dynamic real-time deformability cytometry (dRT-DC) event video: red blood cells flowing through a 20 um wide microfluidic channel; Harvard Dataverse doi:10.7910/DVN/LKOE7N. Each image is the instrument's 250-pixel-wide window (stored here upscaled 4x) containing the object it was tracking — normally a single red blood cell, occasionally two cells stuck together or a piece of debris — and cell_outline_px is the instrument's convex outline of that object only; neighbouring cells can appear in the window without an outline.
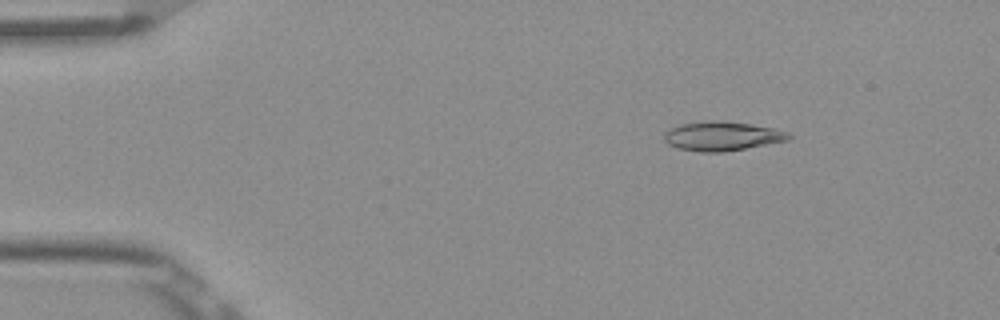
{"species": "Egyptian fruit bat (a non-hibernating species)", "species_latin": "Rousettus aegyptiacus", "temperature_condition": "room temperature", "stored_images_in_passage": 52, "camera_frame_rate_fps": 3000, "um_per_image_px": 0.085, "frame": {"image": 1, "passage_image": 8, "time_ms": 2.333, "image_size_px": [1000, 320], "cell_outline_px": [[792, 136], [788, 140], [724, 152], [700, 152], [676, 148], [668, 144], [664, 140], [664, 132], [680, 124], [708, 120], [712, 120], [752, 124], [772, 128], [788, 132]], "centroid_in_image_um": [61.34, 11.57], "position_along_channel_um": 23.7, "area_um2": 21.1}}
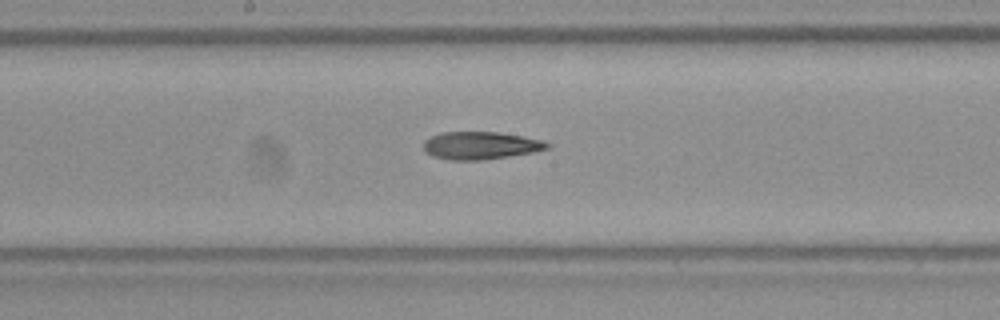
{"frame": {"image": 2, "passage_image": 28, "time_ms": 9.0, "image_size_px": [1000, 320], "cell_outline_px": [[552, 148], [532, 152], [508, 156], [480, 160], [448, 160], [432, 156], [424, 152], [424, 140], [440, 132], [500, 132], [524, 136], [544, 140], [552, 144]], "centroid_in_image_um": [40.88, 12.36], "position_along_channel_um": 207.3, "area_um2": 20.17}}
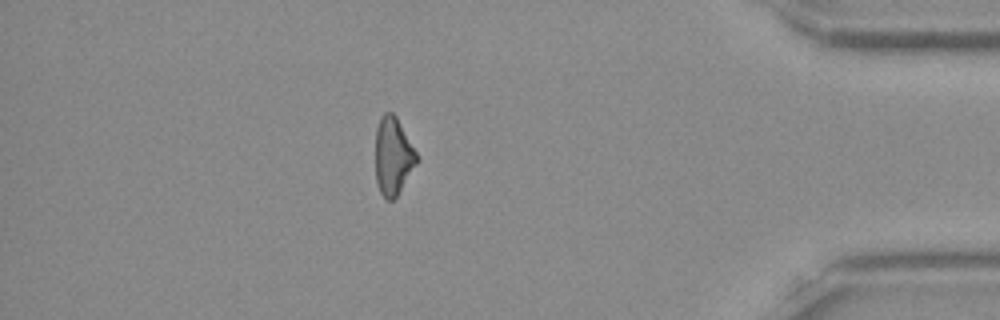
{"frame": {"image": 3, "passage_image": 46, "time_ms": 15.0, "image_size_px": [1000, 320], "cell_outline_px": [[420, 160], [396, 196], [392, 200], [388, 200], [380, 192], [376, 180], [376, 128], [380, 116], [384, 112], [392, 112], [396, 116], [416, 152]], "centroid_in_image_um": [33.41, 13.25], "position_along_channel_um": 401.8, "area_um2": 18.61}}